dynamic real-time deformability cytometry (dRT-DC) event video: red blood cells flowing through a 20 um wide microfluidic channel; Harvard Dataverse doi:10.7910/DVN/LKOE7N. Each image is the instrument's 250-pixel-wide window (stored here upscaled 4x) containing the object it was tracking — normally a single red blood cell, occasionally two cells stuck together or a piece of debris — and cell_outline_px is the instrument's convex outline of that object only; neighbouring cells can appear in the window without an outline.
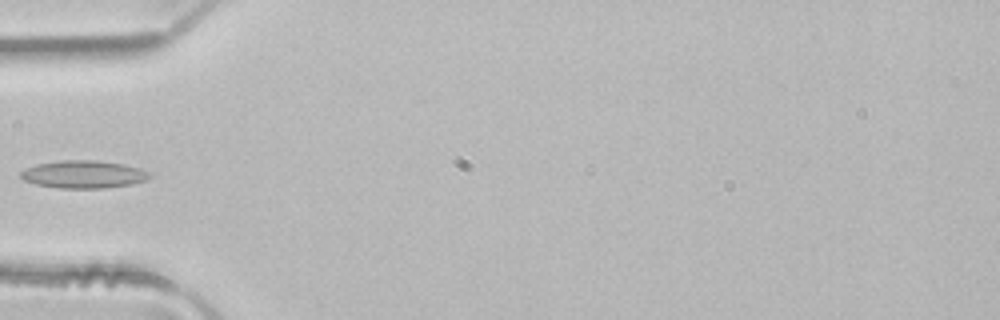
{"species": "common noctule bat (a hibernating species)", "species_latin": "Nyctalus noctula", "temperature_condition": "room temperature", "stored_images_in_passage": 4, "camera_frame_rate_fps": 3000, "um_per_image_px": 0.085, "animal": {"sex": "male", "body_mass_g": 21.5, "forearm_length_mm": 52.0}, "frame": {"image": 1, "passage_image": 4, "time_ms": 1.0, "image_size_px": [1000, 320], "cell_outline_px": [[152, 176], [148, 180], [132, 184], [104, 188], [60, 188], [36, 184], [24, 180], [20, 176], [20, 172], [24, 168], [36, 164], [60, 160], [96, 160], [124, 164], [140, 168], [152, 172]], "centroid_in_image_um": [7.14, 14.81], "position_along_channel_um": 77.9, "area_um2": 21.04}}